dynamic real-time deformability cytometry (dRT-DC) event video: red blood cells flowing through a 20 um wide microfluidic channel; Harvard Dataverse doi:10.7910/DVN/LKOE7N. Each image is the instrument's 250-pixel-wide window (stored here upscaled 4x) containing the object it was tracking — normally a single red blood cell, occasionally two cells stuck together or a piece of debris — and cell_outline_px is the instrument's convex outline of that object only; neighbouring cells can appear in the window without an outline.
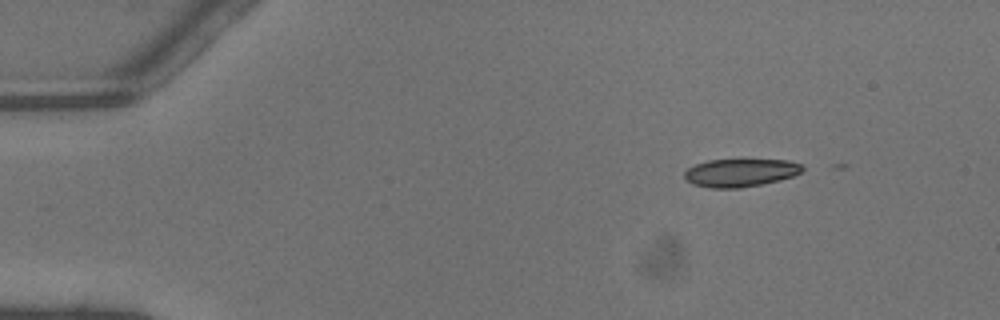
{"species": "common noctule bat (a hibernating species)", "species_latin": "Nyctalus noctula", "temperature_condition": "warm", "stored_images_in_passage": 8, "camera_frame_rate_fps": 3000, "um_per_image_px": 0.085, "animal": {"sex": "male", "body_mass_g": 13.3}, "frame": {"image": 1, "passage_image": 1, "time_ms": 0.0, "image_size_px": [1000, 320], "cell_outline_px": [[804, 168], [800, 172], [792, 176], [780, 180], [740, 188], [708, 188], [692, 184], [684, 180], [684, 172], [688, 168], [696, 164], [708, 160], [788, 160], [800, 164]], "centroid_in_image_um": [62.88, 14.69], "position_along_channel_um": 22.1, "area_um2": 19.19}}